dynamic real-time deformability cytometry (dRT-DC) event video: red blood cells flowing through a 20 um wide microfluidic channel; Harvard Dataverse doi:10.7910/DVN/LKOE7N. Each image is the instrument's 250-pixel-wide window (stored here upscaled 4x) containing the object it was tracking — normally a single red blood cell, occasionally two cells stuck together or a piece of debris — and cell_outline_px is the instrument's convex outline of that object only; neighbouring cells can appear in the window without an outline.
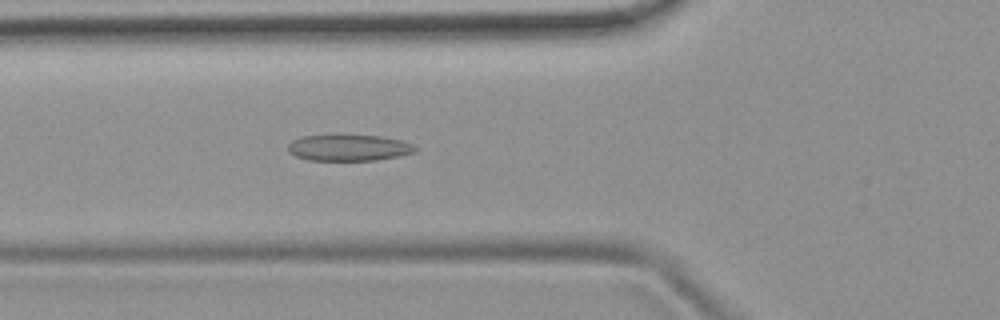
{"species": "common noctule bat (a hibernating species)", "species_latin": "Nyctalus noctula", "temperature_condition": "room temperature", "stored_images_in_passage": 5, "camera_frame_rate_fps": 3000, "um_per_image_px": 0.085, "animal": {"sex": "female", "body_mass_g": 19.9}, "frame": {"image": 1, "passage_image": 5, "time_ms": 5.333, "image_size_px": [1000, 320], "cell_outline_px": [[416, 152], [376, 160], [308, 160], [296, 156], [288, 152], [288, 144], [292, 140], [304, 136], [380, 136], [400, 140], [412, 144], [416, 148]], "centroid_in_image_um": [29.62, 12.57], "position_along_channel_um": 96.2, "area_um2": 19.07}}